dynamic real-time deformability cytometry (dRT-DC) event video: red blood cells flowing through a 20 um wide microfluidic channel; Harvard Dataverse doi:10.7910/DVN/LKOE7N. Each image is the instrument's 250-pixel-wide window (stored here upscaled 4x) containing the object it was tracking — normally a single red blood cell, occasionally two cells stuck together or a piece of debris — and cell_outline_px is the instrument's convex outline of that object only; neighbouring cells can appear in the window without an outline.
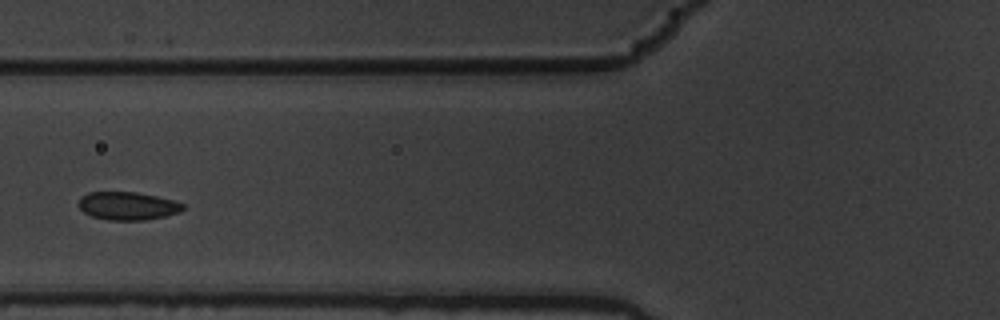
{"species": "common noctule bat (a hibernating species)", "species_latin": "Nyctalus noctula", "temperature_condition": "warm", "stored_images_in_passage": 13, "camera_frame_rate_fps": 3000, "um_per_image_px": 0.085, "animal": {"sex": "male", "body_mass_g": 19.5, "forearm_length_mm": 54.6}, "frame": {"image": 1, "passage_image": 4, "time_ms": 1.0, "image_size_px": [1000, 320], "cell_outline_px": [[184, 208], [180, 212], [164, 216], [144, 220], [108, 220], [92, 216], [84, 212], [80, 208], [80, 196], [88, 192], [136, 192], [156, 196], [172, 200], [184, 204]], "centroid_in_image_um": [10.85, 17.5], "position_along_channel_um": 115.0, "area_um2": 16.94}}
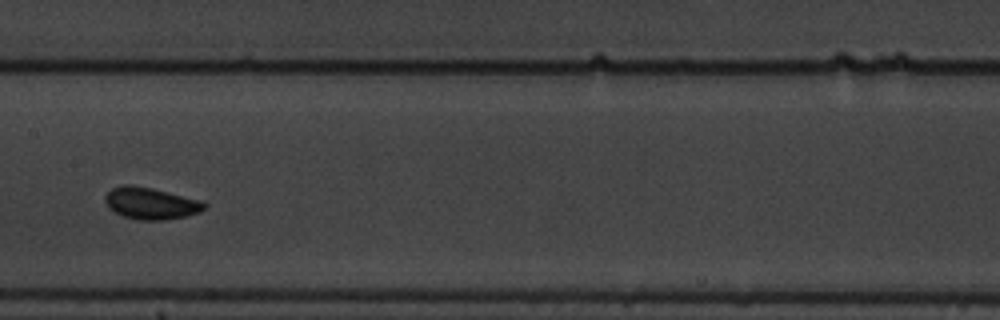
{"frame": {"image": 2, "passage_image": 6, "time_ms": 1.667, "image_size_px": [1000, 320], "cell_outline_px": [[208, 204], [200, 212], [188, 216], [164, 220], [140, 220], [120, 216], [112, 212], [108, 208], [104, 200], [104, 196], [112, 188], [124, 184], [132, 184], [152, 188], [200, 200]], "centroid_in_image_um": [12.77, 17.29], "position_along_channel_um": 194.6, "area_um2": 18.67}}
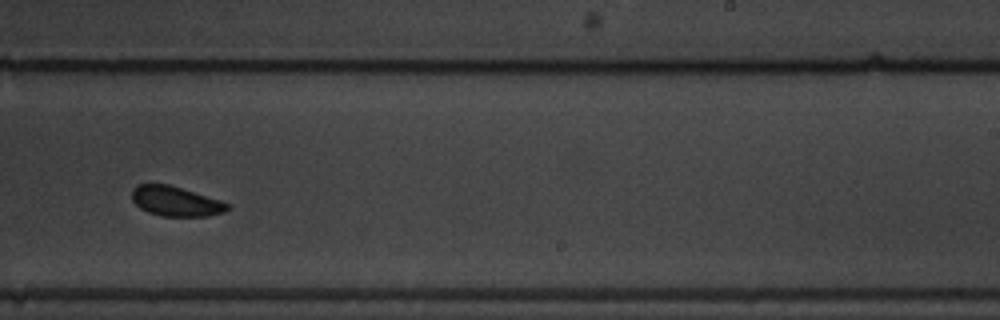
{"frame": {"image": 3, "passage_image": 8, "time_ms": 2.333, "image_size_px": [1000, 320], "cell_outline_px": [[232, 208], [224, 212], [208, 216], [160, 216], [148, 212], [140, 208], [132, 200], [132, 188], [136, 184], [168, 184], [220, 200], [228, 204]], "centroid_in_image_um": [14.92, 17.11], "position_along_channel_um": 274.1, "area_um2": 16.59}}